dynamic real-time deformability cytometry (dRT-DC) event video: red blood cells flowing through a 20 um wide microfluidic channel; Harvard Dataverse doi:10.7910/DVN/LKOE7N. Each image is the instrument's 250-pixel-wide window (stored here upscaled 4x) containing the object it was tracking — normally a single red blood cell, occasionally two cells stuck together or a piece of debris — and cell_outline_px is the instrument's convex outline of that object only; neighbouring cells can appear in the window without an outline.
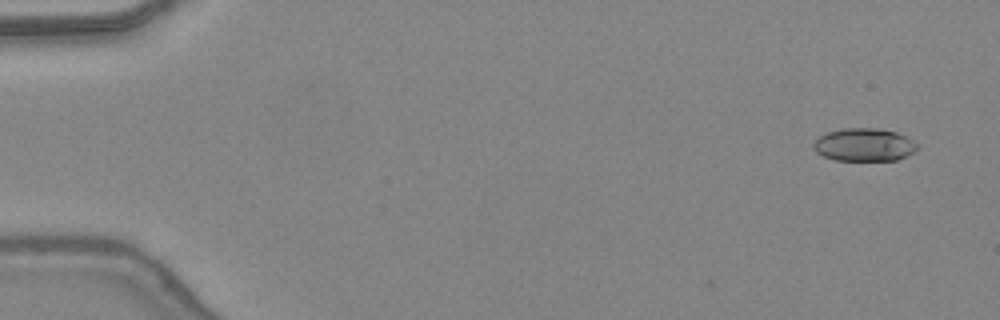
{"species": "common noctule bat (a hibernating species)", "species_latin": "Nyctalus noctula", "temperature_condition": "warm", "stored_images_in_passage": 46, "camera_frame_rate_fps": 3000, "um_per_image_px": 0.085, "animal": {"sex": "female", "body_mass_g": 24.6, "forearm_length_mm": 56.2}, "frame": {"image": 1, "passage_image": 1, "time_ms": 0.0, "image_size_px": [1000, 320], "cell_outline_px": [[920, 148], [896, 160], [836, 160], [824, 156], [816, 152], [812, 144], [820, 136], [828, 132], [844, 128], [876, 128], [896, 132], [912, 140]], "centroid_in_image_um": [73.44, 12.3], "position_along_channel_um": 11.6, "area_um2": 19.65}}
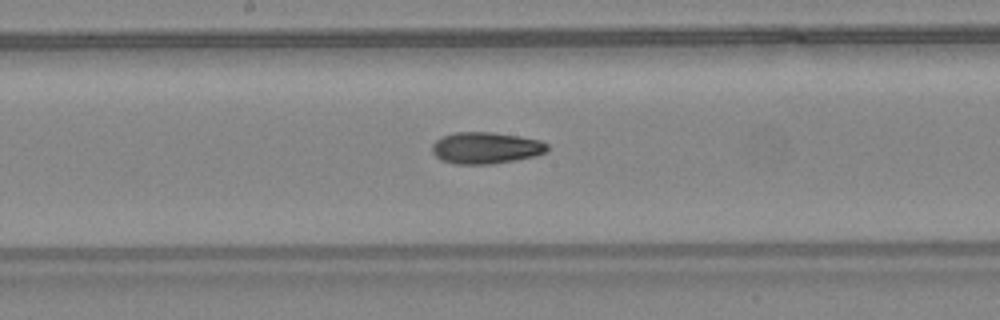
{"frame": {"image": 2, "passage_image": 24, "time_ms": 7.667, "image_size_px": [1000, 320], "cell_outline_px": [[548, 152], [536, 156], [492, 164], [456, 164], [440, 160], [432, 152], [432, 144], [440, 136], [456, 132], [492, 132], [540, 140], [548, 144]], "centroid_in_image_um": [41.28, 12.57], "position_along_channel_um": 206.9, "area_um2": 21.33}}
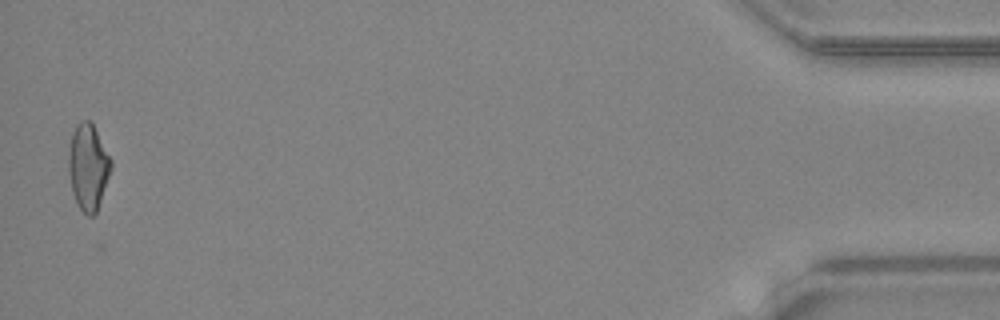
{"frame": {"image": 3, "passage_image": 45, "time_ms": 14.667, "image_size_px": [1000, 320], "cell_outline_px": [[112, 168], [96, 212], [92, 216], [88, 216], [80, 208], [72, 192], [68, 172], [68, 152], [72, 132], [76, 124], [80, 120], [88, 120], [92, 124], [112, 160]], "centroid_in_image_um": [7.48, 14.17], "position_along_channel_um": 427.7, "area_um2": 21.15}, "authors_computed_cell_mechanics": {"area_um2": 20.6346, "velocity_mm_per_s": 4.4485, "shape_relaxation_time_tau1_ms": 11.1779, "shape_relaxation_time_tau2_ms": 3.0652, "deformation_change_tau1": 0.2863, "deformation_change_tau2": 0.1061}}